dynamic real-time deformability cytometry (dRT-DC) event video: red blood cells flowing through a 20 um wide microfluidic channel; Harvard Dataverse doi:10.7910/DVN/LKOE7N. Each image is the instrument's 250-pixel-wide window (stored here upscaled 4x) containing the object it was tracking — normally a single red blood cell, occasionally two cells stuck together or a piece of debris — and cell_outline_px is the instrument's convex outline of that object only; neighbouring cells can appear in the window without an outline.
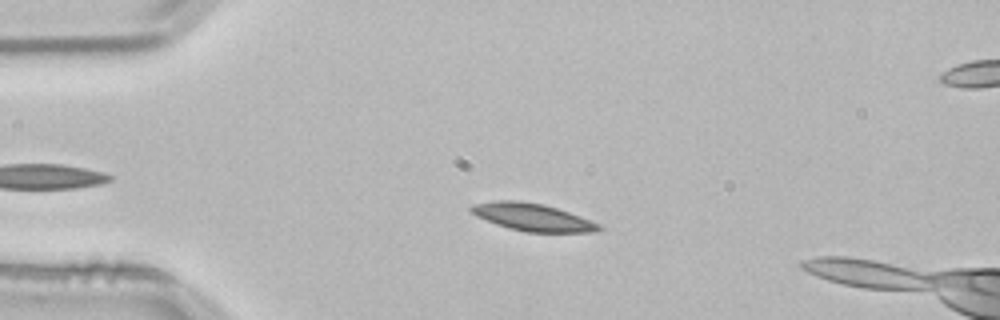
{"species": "common noctule bat (a hibernating species)", "species_latin": "Nyctalus noctula", "temperature_condition": "room temperature", "stored_images_in_passage": 47, "camera_frame_rate_fps": 3000, "um_per_image_px": 0.085, "animal": {"sex": "male", "body_mass_g": 21.5, "forearm_length_mm": 52.0}, "frame": {"image": 1, "passage_image": 11, "time_ms": 3.333, "image_size_px": [1000, 320], "cell_outline_px": [[604, 228], [592, 232], [524, 232], [508, 228], [496, 224], [476, 216], [468, 208], [472, 204], [496, 200], [520, 200], [544, 204], [580, 216], [600, 224]], "centroid_in_image_um": [45.23, 18.45], "position_along_channel_um": 39.8, "area_um2": 20.52}}
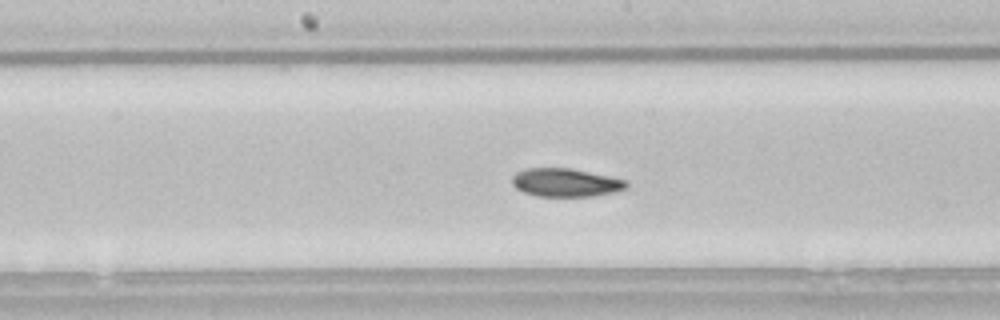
{"frame": {"image": 2, "passage_image": 26, "time_ms": 8.333, "image_size_px": [1000, 320], "cell_outline_px": [[628, 188], [616, 192], [592, 196], [536, 196], [524, 192], [516, 188], [512, 184], [512, 176], [516, 172], [528, 168], [572, 168], [628, 180]], "centroid_in_image_um": [48.11, 15.51], "position_along_channel_um": 200.1, "area_um2": 19.02}}
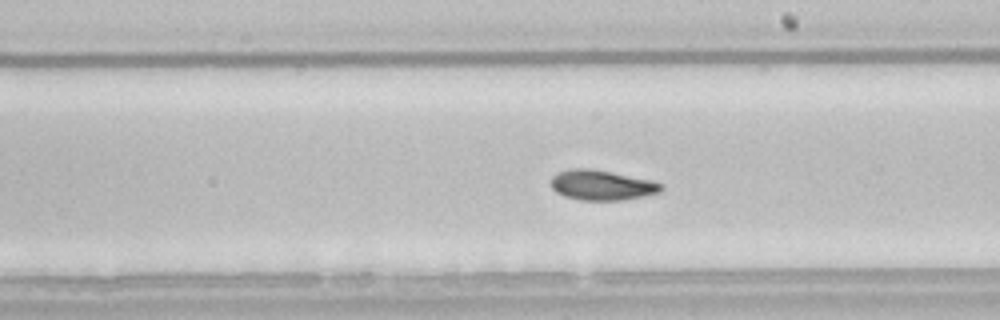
{"frame": {"image": 3, "passage_image": 29, "time_ms": 9.333, "image_size_px": [1000, 320], "cell_outline_px": [[664, 188], [660, 192], [644, 196], [620, 200], [580, 200], [564, 196], [556, 192], [552, 188], [552, 176], [556, 172], [572, 168], [592, 168], [652, 180], [664, 184]], "centroid_in_image_um": [51.16, 15.73], "position_along_channel_um": 237.8, "area_um2": 19.48}, "authors_computed_cell_mechanics": {"area_um2": 19.4786, "velocity_mm_per_s": 3.784, "shape_relaxation_time_tau1_ms": 6.4735, "shape_relaxation_time_tau2_ms": 8.3508, "deformation_change_tau1": 0.125, "deformation_change_tau2": 0.1203}}